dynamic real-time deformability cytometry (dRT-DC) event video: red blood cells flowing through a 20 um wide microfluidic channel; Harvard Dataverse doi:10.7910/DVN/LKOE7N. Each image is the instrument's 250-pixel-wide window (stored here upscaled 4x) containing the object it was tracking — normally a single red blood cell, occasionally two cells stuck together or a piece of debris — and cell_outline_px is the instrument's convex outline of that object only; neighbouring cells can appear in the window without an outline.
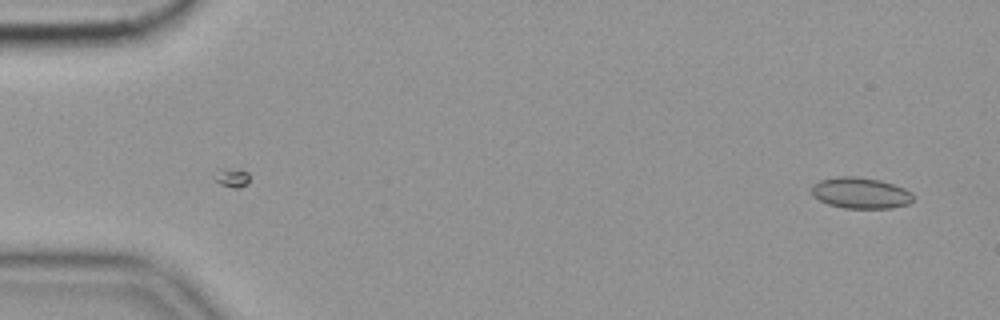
{"species": "common noctule bat (a hibernating species)", "species_latin": "Nyctalus noctula", "temperature_condition": "cold", "stored_images_in_passage": 54, "camera_frame_rate_fps": 3000, "um_per_image_px": 0.085, "animal": {"sex": "female", "body_mass_g": 19.9}, "frame": {"image": 1, "passage_image": 1, "time_ms": 0.0, "image_size_px": [1000, 320], "cell_outline_px": [[912, 200], [908, 204], [892, 208], [844, 208], [828, 204], [820, 200], [812, 192], [812, 184], [820, 180], [836, 176], [860, 176], [880, 180], [904, 188], [912, 192]], "centroid_in_image_um": [73.15, 16.39], "position_along_channel_um": 11.9, "area_um2": 18.38}}
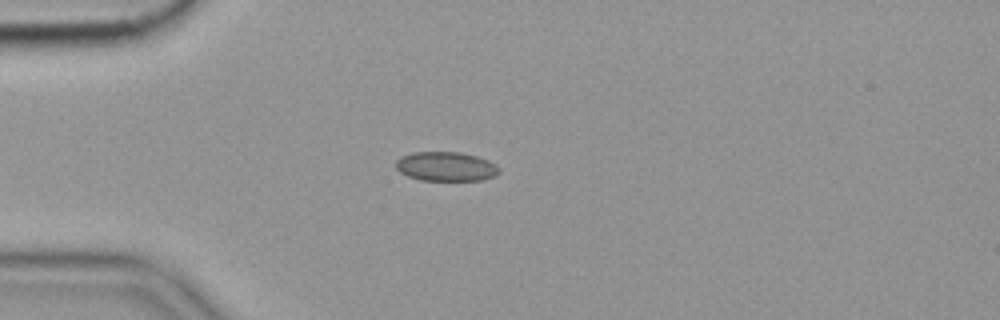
{"frame": {"image": 2, "passage_image": 13, "time_ms": 4.0, "image_size_px": [1000, 320], "cell_outline_px": [[500, 172], [496, 176], [480, 180], [420, 180], [408, 176], [400, 172], [396, 168], [396, 160], [400, 156], [412, 152], [460, 152], [476, 156], [488, 160], [496, 164], [500, 168]], "centroid_in_image_um": [37.91, 14.14], "position_along_channel_um": 47.1, "area_um2": 17.74}}
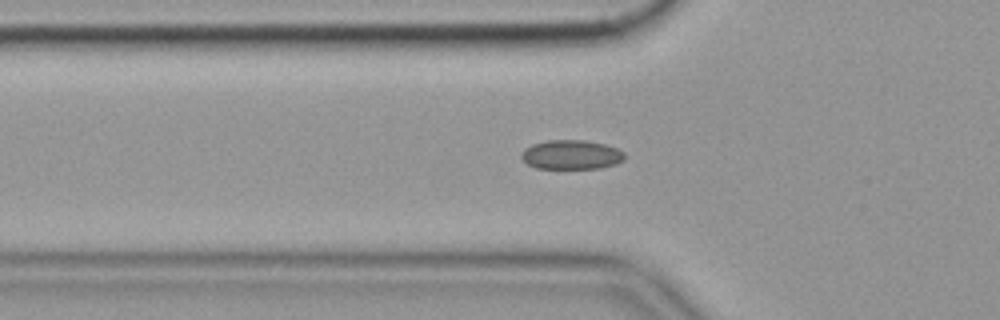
{"frame": {"image": 3, "passage_image": 17, "time_ms": 5.333, "image_size_px": [1000, 320], "cell_outline_px": [[624, 160], [616, 164], [600, 168], [536, 168], [528, 164], [520, 156], [524, 148], [532, 144], [548, 140], [584, 140], [604, 144], [616, 148], [624, 152]], "centroid_in_image_um": [48.56, 13.14], "position_along_channel_um": 77.2, "area_um2": 17.57}, "authors_computed_cell_mechanics": {"area_um2": 17.3978, "velocity_mm_per_s": 3.5715, "shape_relaxation_time_tau1_ms": 7.2714, "shape_relaxation_time_tau2_ms": 3.1053, "deformation_change_tau1": 0.0838, "deformation_change_tau2": 0.0653}}